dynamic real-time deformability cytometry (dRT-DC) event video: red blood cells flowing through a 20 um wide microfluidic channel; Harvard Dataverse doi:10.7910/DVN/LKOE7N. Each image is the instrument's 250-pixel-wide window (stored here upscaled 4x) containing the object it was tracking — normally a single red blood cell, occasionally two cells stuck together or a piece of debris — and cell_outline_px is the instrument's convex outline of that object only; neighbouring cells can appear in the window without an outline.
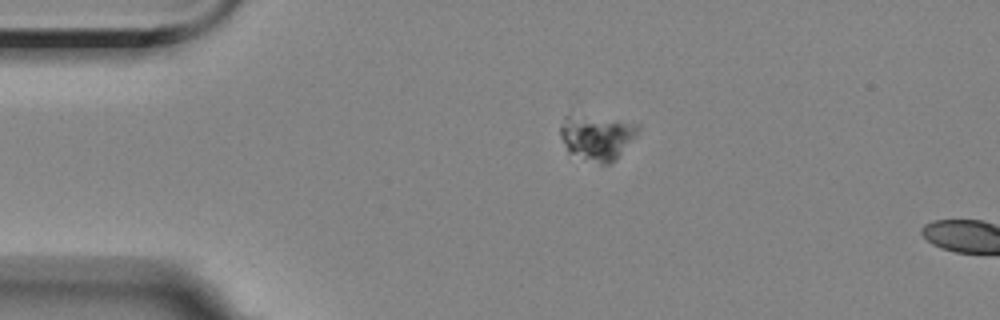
{"species": "Egyptian fruit bat (a non-hibernating species)", "species_latin": "Rousettus aegyptiacus", "temperature_condition": "room temperature", "stored_images_in_passage": 2, "camera_frame_rate_fps": 3000, "um_per_image_px": 0.085, "animal": {"sex": "female"}, "frame": {"image": 1, "passage_image": 1, "time_ms": 0.0, "image_size_px": [1000, 320], "cell_outline_px": [[640, 128], [636, 136], [608, 164], [600, 164], [584, 160], [568, 152], [560, 136], [560, 128], [564, 116], [568, 116], [616, 120], [640, 124]], "centroid_in_image_um": [50.71, 11.7], "position_along_channel_um": 34.3, "area_um2": 19.77}}